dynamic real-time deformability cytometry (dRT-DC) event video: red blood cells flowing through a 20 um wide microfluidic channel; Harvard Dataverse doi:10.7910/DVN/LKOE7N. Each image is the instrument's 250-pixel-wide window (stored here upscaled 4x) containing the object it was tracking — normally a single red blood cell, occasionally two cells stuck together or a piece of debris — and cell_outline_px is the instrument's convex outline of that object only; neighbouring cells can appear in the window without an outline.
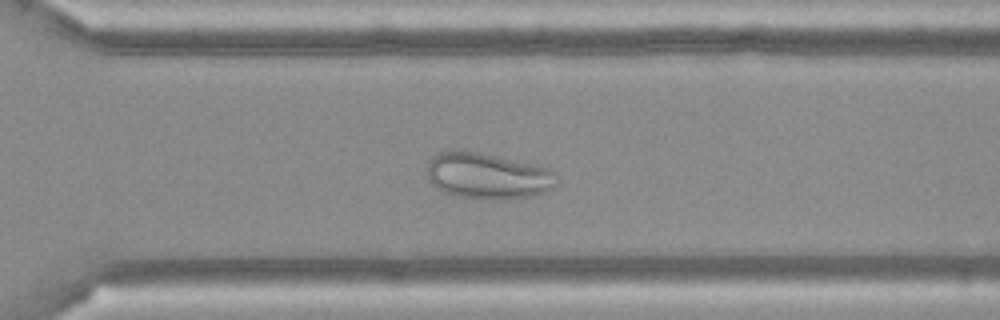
{"species": "Egyptian fruit bat (a non-hibernating species)", "species_latin": "Rousettus aegyptiacus", "temperature_condition": "cold", "stored_images_in_passage": 52, "camera_frame_rate_fps": 3000, "um_per_image_px": 0.085, "frame": {"image": 1, "passage_image": 37, "time_ms": 12.0, "image_size_px": [1000, 320], "cell_outline_px": [[556, 184], [552, 188], [544, 192], [528, 196], [500, 200], [480, 200], [456, 196], [440, 192], [428, 180], [428, 164], [432, 156], [440, 152], [452, 148], [476, 152], [536, 164], [548, 168], [556, 172]], "centroid_in_image_um": [41.41, 14.96], "position_along_channel_um": 329.2, "area_um2": 35.37}}